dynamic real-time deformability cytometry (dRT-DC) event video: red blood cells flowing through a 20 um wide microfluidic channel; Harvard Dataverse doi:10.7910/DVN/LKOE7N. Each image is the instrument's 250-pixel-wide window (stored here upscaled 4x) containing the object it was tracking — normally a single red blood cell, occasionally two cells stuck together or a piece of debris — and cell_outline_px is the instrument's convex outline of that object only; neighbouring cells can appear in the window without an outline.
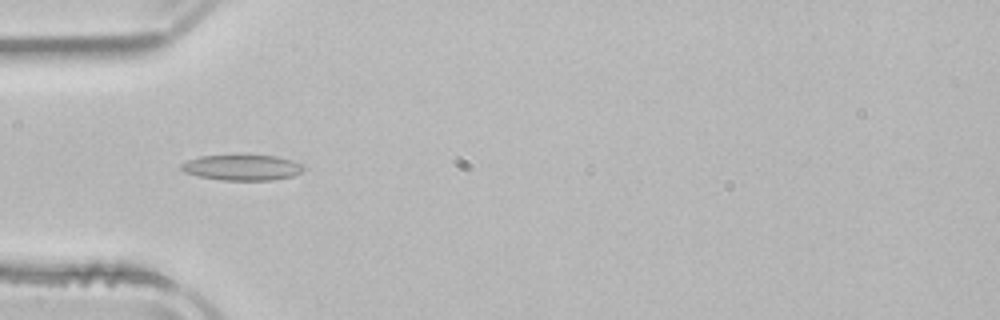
{"species": "common noctule bat (a hibernating species)", "species_latin": "Nyctalus noctula", "temperature_condition": "room temperature", "stored_images_in_passage": 47, "camera_frame_rate_fps": 3000, "um_per_image_px": 0.085, "animal": {"sex": "male", "body_mass_g": 21.5, "forearm_length_mm": 52.0}, "frame": {"image": 1, "passage_image": 11, "time_ms": 3.333, "image_size_px": [1000, 320], "cell_outline_px": [[304, 168], [300, 172], [292, 176], [272, 180], [220, 180], [196, 176], [184, 172], [180, 168], [180, 164], [188, 160], [200, 156], [276, 156], [292, 160], [300, 164]], "centroid_in_image_um": [20.53, 14.25], "position_along_channel_um": 64.5, "area_um2": 18.03}}
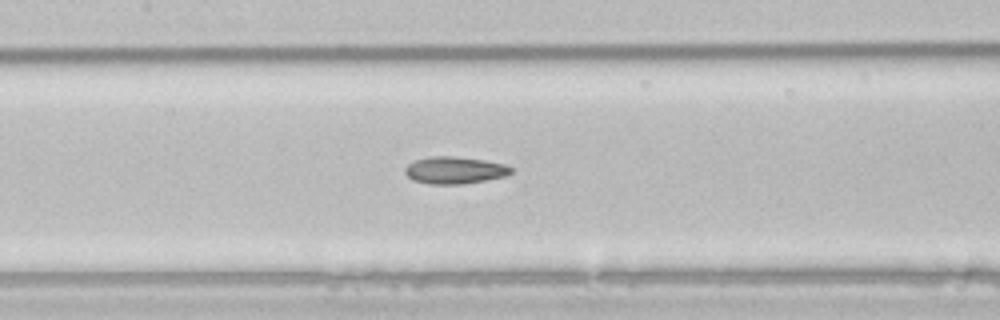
{"frame": {"image": 2, "passage_image": 19, "time_ms": 6.0, "image_size_px": [1000, 320], "cell_outline_px": [[512, 172], [504, 176], [464, 184], [428, 184], [412, 180], [404, 172], [404, 168], [412, 160], [432, 156], [452, 156], [484, 160], [504, 164], [512, 168]], "centroid_in_image_um": [38.59, 14.46], "position_along_channel_um": 168.8, "area_um2": 16.76}}
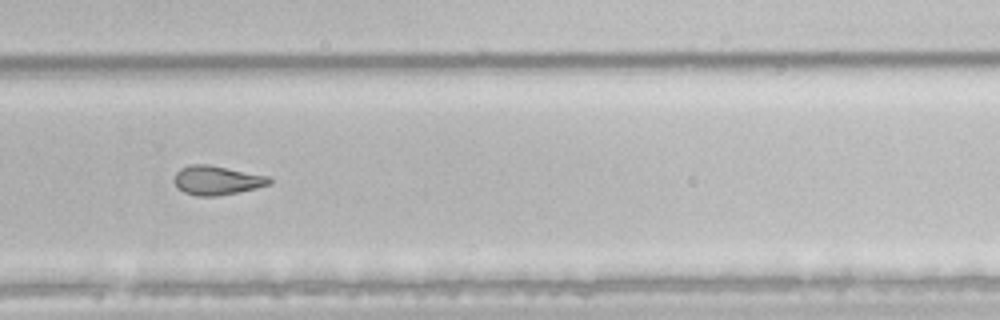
{"frame": {"image": 3, "passage_image": 30, "time_ms": 9.667, "image_size_px": [1000, 320], "cell_outline_px": [[272, 184], [256, 188], [216, 196], [196, 196], [184, 192], [172, 180], [176, 172], [180, 168], [188, 164], [208, 164], [268, 176], [272, 180]], "centroid_in_image_um": [18.42, 15.31], "position_along_channel_um": 311.4, "area_um2": 16.13}, "authors_computed_cell_mechanics": {"area_um2": 17.5712, "velocity_mm_per_s": 3.9114, "shape_relaxation_time_tau1_ms": null, "shape_relaxation_time_tau2_ms": 5.1384, "deformation_change_tau1": null, "deformation_change_tau2": 0.1333}}